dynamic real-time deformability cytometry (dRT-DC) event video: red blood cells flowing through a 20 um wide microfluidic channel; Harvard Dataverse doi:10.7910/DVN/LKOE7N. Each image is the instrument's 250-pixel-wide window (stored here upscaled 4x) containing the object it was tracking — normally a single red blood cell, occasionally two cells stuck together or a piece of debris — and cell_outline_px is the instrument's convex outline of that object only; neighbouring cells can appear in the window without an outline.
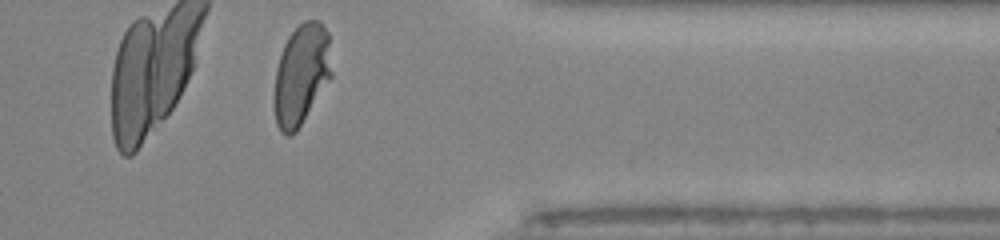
{"species": "human", "species_latin": "Homo sapiens", "temperature_condition": "room temperature", "stored_images_in_passage": 25, "camera_frame_rate_fps": 3000, "um_per_image_px": 0.085, "donor": {"sex": "male"}, "frame": {"image": 1, "passage_image": 25, "time_ms": 8.0, "image_size_px": [1000, 240], "cell_outline_px": [[332, 76], [296, 132], [288, 136], [280, 132], [276, 124], [272, 104], [272, 96], [276, 68], [284, 44], [288, 36], [304, 20], [320, 20], [328, 32], [332, 72]], "centroid_in_image_um": [25.58, 6.36], "position_along_channel_um": 385.8, "area_um2": 34.22}, "authors_computed_cell_mechanics": {"area_um2": 34.2176, "velocity_mm_per_s": 4.0636, "shape_relaxation_time_tau1_ms": 4.4799, "shape_relaxation_time_tau2_ms": null, "deformation_change_tau1": 0.203, "deformation_change_tau2": null}}